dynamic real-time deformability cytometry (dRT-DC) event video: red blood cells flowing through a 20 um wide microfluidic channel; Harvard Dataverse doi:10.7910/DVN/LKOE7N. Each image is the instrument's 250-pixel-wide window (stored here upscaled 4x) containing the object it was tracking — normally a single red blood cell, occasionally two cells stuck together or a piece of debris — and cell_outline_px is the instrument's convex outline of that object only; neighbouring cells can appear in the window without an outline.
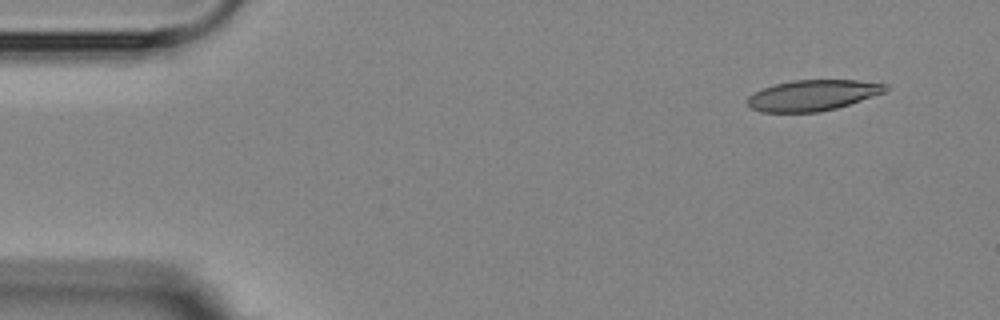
{"species": "Egyptian fruit bat (a non-hibernating species)", "species_latin": "Rousettus aegyptiacus", "temperature_condition": "room temperature", "stored_images_in_passage": 5, "camera_frame_rate_fps": 3000, "um_per_image_px": 0.085, "animal": {"sex": "female"}, "frame": {"image": 1, "passage_image": 1, "time_ms": 0.0, "image_size_px": [1000, 320], "cell_outline_px": [[888, 88], [884, 92], [836, 108], [820, 112], [760, 112], [752, 108], [748, 104], [748, 96], [764, 88], [776, 84], [792, 80], [856, 80], [888, 84]], "centroid_in_image_um": [69.08, 8.1], "position_along_channel_um": 15.9, "area_um2": 24.45}}
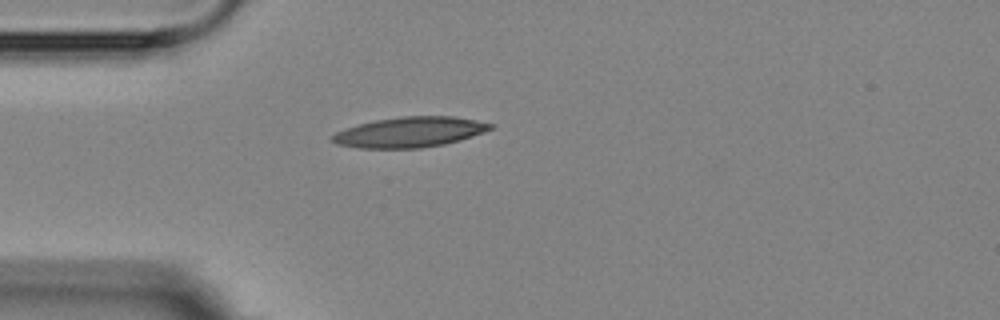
{"frame": {"image": 2, "passage_image": 3, "time_ms": 3.333, "image_size_px": [1000, 320], "cell_outline_px": [[496, 124], [492, 128], [484, 132], [460, 140], [444, 144], [420, 148], [360, 148], [336, 144], [332, 140], [332, 136], [336, 132], [360, 124], [376, 120], [404, 116], [452, 116], [476, 120]], "centroid_in_image_um": [34.87, 11.23], "position_along_channel_um": 50.1, "area_um2": 27.69}}
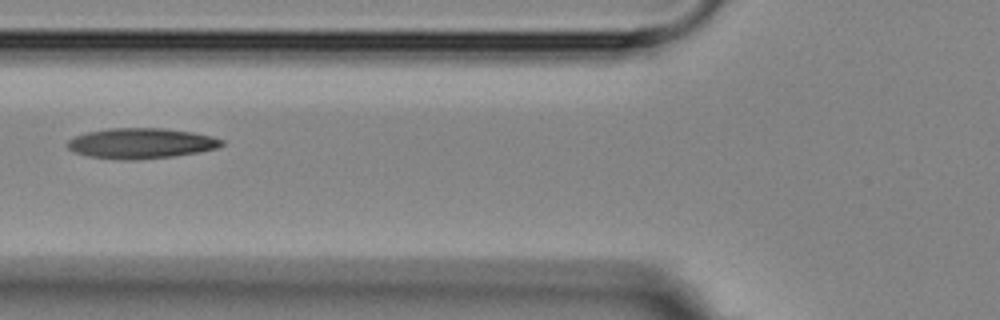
{"frame": {"image": 3, "passage_image": 5, "time_ms": 5.333, "image_size_px": [1000, 320], "cell_outline_px": [[224, 144], [216, 148], [200, 152], [172, 156], [136, 160], [120, 160], [88, 156], [72, 152], [68, 148], [68, 140], [76, 136], [88, 132], [108, 128], [164, 128], [192, 132], [212, 136], [224, 140]], "centroid_in_image_um": [11.99, 12.18], "position_along_channel_um": 113.8, "area_um2": 27.4}}